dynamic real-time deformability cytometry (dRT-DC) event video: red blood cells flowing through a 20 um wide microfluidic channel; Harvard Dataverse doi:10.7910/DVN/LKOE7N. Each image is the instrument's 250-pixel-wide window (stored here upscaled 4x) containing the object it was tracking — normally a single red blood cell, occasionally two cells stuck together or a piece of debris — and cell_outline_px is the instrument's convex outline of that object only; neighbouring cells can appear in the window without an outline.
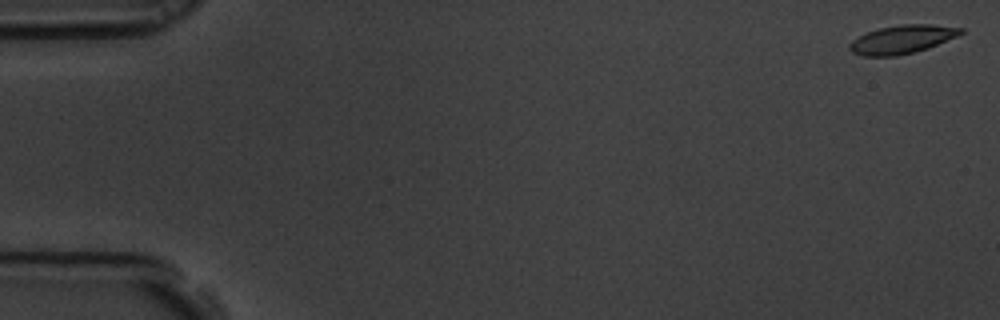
{"species": "common noctule bat (a hibernating species)", "species_latin": "Nyctalus noctula", "temperature_condition": "room temperature", "stored_images_in_passage": 60, "camera_frame_rate_fps": 3000, "um_per_image_px": 0.085, "animal": {"sex": "male", "body_mass_g": 19.5, "forearm_length_mm": 54.6}, "frame": {"image": 1, "passage_image": 2, "time_ms": 0.333, "image_size_px": [1000, 320], "cell_outline_px": [[964, 32], [956, 36], [928, 48], [896, 56], [864, 56], [852, 52], [848, 48], [848, 44], [852, 40], [868, 32], [880, 28], [900, 24], [932, 24], [964, 28]], "centroid_in_image_um": [76.67, 3.34], "position_along_channel_um": 8.3, "area_um2": 18.26}}
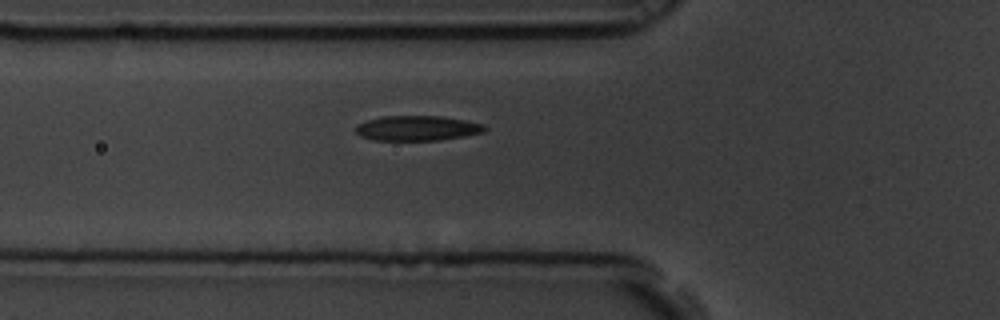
{"frame": {"image": 2, "passage_image": 22, "time_ms": 7.0, "image_size_px": [1000, 320], "cell_outline_px": [[488, 128], [484, 132], [464, 136], [440, 140], [376, 140], [360, 136], [356, 132], [356, 124], [380, 116], [440, 116], [464, 120], [484, 124]], "centroid_in_image_um": [35.47, 10.89], "position_along_channel_um": 90.3, "area_um2": 18.79}}
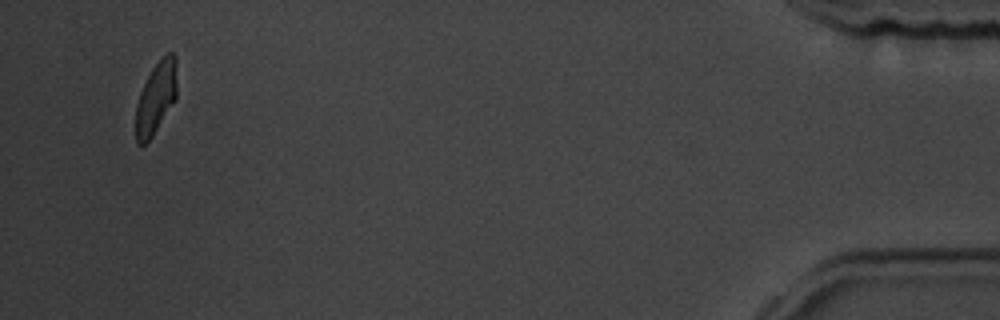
{"frame": {"image": 3, "passage_image": 58, "time_ms": 19.0, "image_size_px": [1000, 320], "cell_outline_px": [[176, 100], [152, 136], [144, 144], [136, 144], [136, 104], [140, 92], [152, 68], [168, 52], [172, 52], [176, 56]], "centroid_in_image_um": [13.27, 8.31], "position_along_channel_um": 421.9, "area_um2": 17.11}, "authors_computed_cell_mechanics": {"area_um2": 18.6116, "velocity_mm_per_s": 3.4328, "shape_relaxation_time_tau1_ms": 3.5506, "shape_relaxation_time_tau2_ms": 2.0936, "deformation_change_tau1": 0.1282, "deformation_change_tau2": 0.0881}}